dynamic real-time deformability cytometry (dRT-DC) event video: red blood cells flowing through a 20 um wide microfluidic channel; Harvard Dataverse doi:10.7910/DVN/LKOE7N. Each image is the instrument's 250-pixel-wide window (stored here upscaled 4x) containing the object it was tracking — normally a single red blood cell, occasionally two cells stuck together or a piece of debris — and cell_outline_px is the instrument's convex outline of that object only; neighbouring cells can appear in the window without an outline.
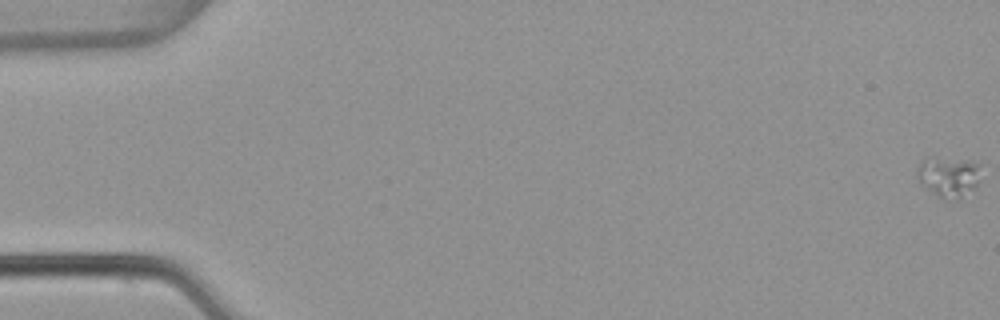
{"species": "common noctule bat (a hibernating species)", "species_latin": "Nyctalus noctula", "temperature_condition": "warm", "stored_images_in_passage": 5, "camera_frame_rate_fps": 3000, "um_per_image_px": 0.085, "animal": {"sex": "female", "body_mass_g": 22.7, "forearm_length_mm": 54.2}, "frame": {"image": 1, "passage_image": 1, "time_ms": 0.0, "image_size_px": [1000, 320], "cell_outline_px": [[980, 164], [976, 184], [960, 196], [944, 200], [936, 196], [920, 184], [916, 176], [920, 164], [924, 156]], "centroid_in_image_um": [80.51, 15.02], "position_along_channel_um": 4.5, "area_um2": 14.22}}
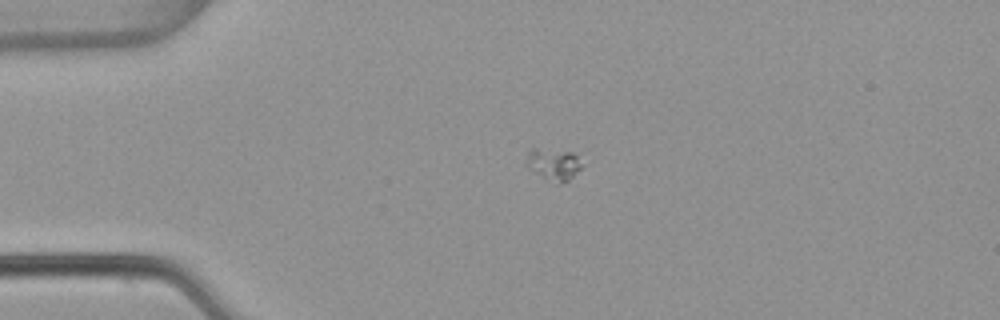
{"frame": {"image": 2, "passage_image": 4, "time_ms": 1.0, "image_size_px": [1000, 320], "cell_outline_px": [[580, 168], [568, 180], [560, 184], [556, 184], [528, 168], [524, 164], [528, 152], [532, 148], [536, 148], [572, 152], [576, 156], [580, 164]], "centroid_in_image_um": [46.98, 13.96], "position_along_channel_um": 38.0, "area_um2": 10.06}}